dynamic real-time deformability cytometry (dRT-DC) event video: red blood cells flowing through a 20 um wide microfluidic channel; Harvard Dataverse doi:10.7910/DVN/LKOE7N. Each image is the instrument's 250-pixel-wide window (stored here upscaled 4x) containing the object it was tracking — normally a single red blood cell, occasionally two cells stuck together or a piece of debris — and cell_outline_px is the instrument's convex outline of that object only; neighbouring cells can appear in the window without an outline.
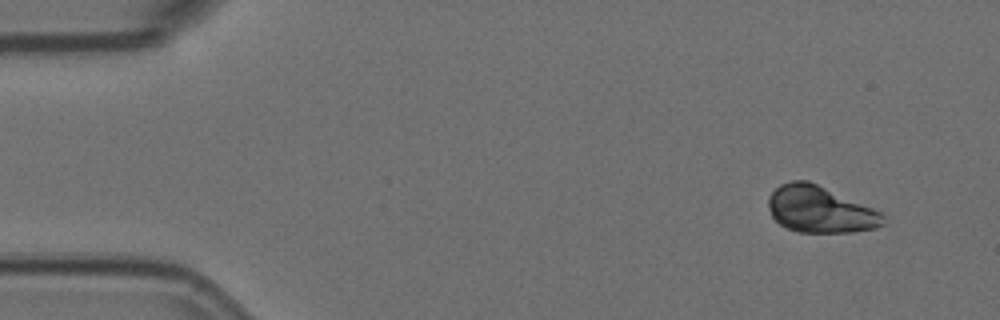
{"species": "Egyptian fruit bat (a non-hibernating species)", "species_latin": "Rousettus aegyptiacus", "temperature_condition": "room temperature", "stored_images_in_passage": 5, "camera_frame_rate_fps": 3000, "um_per_image_px": 0.085, "animal": {"sex": "female"}, "frame": {"image": 1, "passage_image": 2, "time_ms": 0.333, "image_size_px": [1000, 320], "cell_outline_px": [[884, 224], [876, 228], [852, 232], [796, 232], [780, 224], [772, 216], [768, 208], [768, 196], [780, 184], [792, 180], [808, 180], [872, 208], [880, 212], [884, 216]], "centroid_in_image_um": [69.67, 17.81], "position_along_channel_um": 15.3, "area_um2": 30.92}}